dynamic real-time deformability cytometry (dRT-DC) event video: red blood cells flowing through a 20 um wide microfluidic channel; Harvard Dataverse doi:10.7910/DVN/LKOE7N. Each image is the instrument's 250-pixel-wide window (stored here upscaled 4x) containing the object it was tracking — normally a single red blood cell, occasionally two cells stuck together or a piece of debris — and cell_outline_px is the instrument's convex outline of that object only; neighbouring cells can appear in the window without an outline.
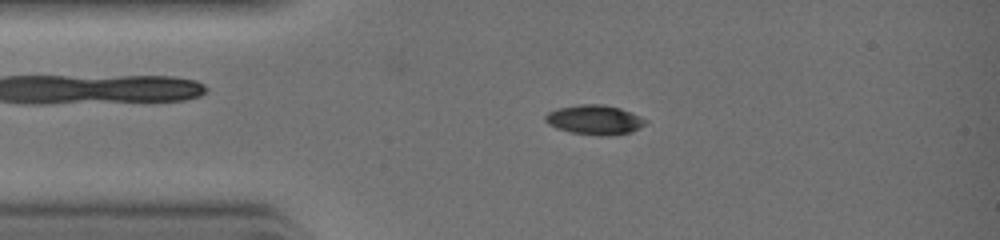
{"species": "common noctule bat (a hibernating species)", "species_latin": "Nyctalus noctula", "temperature_condition": "warm", "stored_images_in_passage": 25, "camera_frame_rate_fps": 3000, "um_per_image_px": 0.085, "animal": {"sex": "female", "body_mass_g": 19.0, "forearm_length_mm": 51.5}, "frame": {"image": 1, "passage_image": 4, "time_ms": 1.0, "image_size_px": [1000, 240], "cell_outline_px": [[648, 120], [640, 128], [632, 132], [608, 136], [600, 136], [572, 132], [556, 128], [548, 124], [544, 120], [544, 116], [548, 112], [556, 108], [580, 104], [604, 104], [620, 108], [640, 116]], "centroid_in_image_um": [50.53, 10.18], "position_along_channel_um": 34.5, "area_um2": 17.4}}
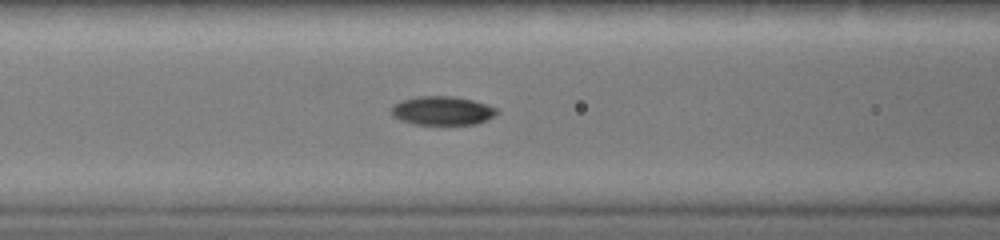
{"frame": {"image": 2, "passage_image": 10, "time_ms": 3.0, "image_size_px": [1000, 240], "cell_outline_px": [[500, 112], [476, 124], [412, 124], [400, 120], [392, 116], [392, 104], [400, 100], [416, 96], [456, 96], [472, 100], [496, 108]], "centroid_in_image_um": [37.54, 9.4], "position_along_channel_um": 129.1, "area_um2": 17.69}}
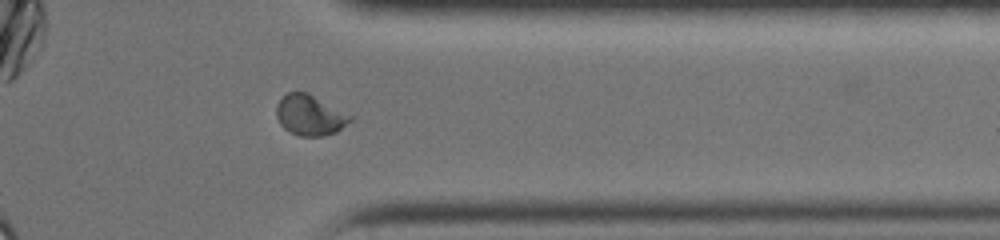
{"frame": {"image": 3, "passage_image": 23, "time_ms": 7.333, "image_size_px": [1000, 240], "cell_outline_px": [[352, 120], [336, 132], [324, 136], [300, 136], [284, 128], [280, 124], [276, 116], [276, 104], [288, 92], [308, 92], [352, 116]], "centroid_in_image_um": [26.33, 9.79], "position_along_channel_um": 385.1, "area_um2": 17.28}}